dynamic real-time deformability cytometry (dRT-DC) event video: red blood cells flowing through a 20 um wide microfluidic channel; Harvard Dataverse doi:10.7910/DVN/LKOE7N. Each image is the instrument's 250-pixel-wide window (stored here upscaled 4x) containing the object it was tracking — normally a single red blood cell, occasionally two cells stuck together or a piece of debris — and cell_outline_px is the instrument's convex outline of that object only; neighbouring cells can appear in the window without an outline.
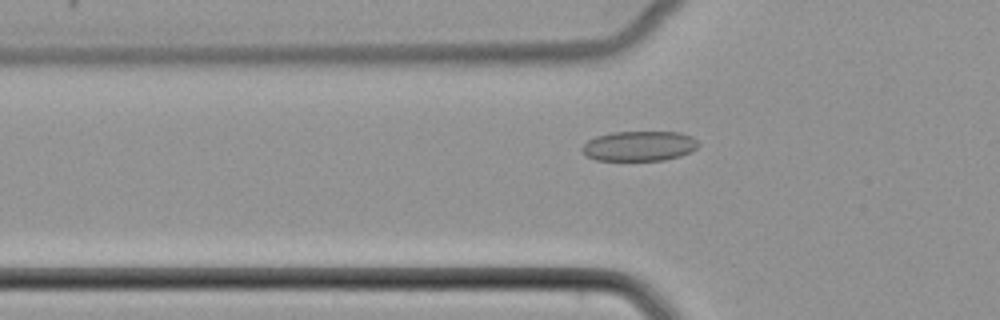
{"species": "common noctule bat (a hibernating species)", "species_latin": "Nyctalus noctula", "temperature_condition": "cold", "stored_images_in_passage": 38, "camera_frame_rate_fps": 3000, "um_per_image_px": 0.085, "animal": {"sex": "female", "body_mass_g": 22.7, "forearm_length_mm": 54.2}, "frame": {"image": 1, "passage_image": 4, "time_ms": 1.0, "image_size_px": [1000, 320], "cell_outline_px": [[700, 144], [692, 152], [680, 156], [664, 160], [596, 160], [588, 156], [580, 148], [588, 140], [596, 136], [612, 132], [680, 132], [692, 136]], "centroid_in_image_um": [54.36, 12.41], "position_along_channel_um": 71.4, "area_um2": 20.35}}
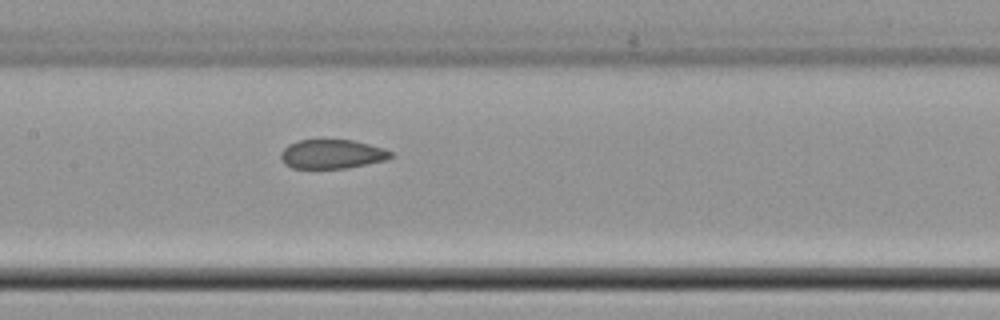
{"frame": {"image": 2, "passage_image": 12, "time_ms": 3.667, "image_size_px": [1000, 320], "cell_outline_px": [[396, 156], [388, 160], [348, 168], [292, 168], [284, 164], [280, 156], [280, 152], [288, 144], [296, 140], [352, 140], [384, 148], [392, 152]], "centroid_in_image_um": [28.24, 13.1], "position_along_channel_um": 179.2, "area_um2": 18.9}}
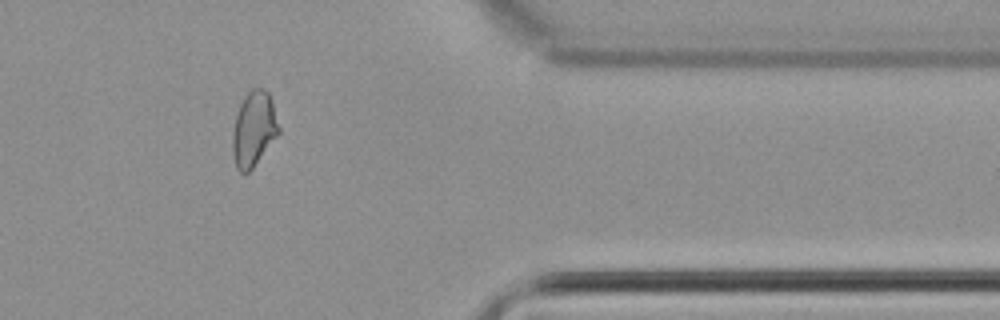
{"frame": {"image": 3, "passage_image": 29, "time_ms": 9.333, "image_size_px": [1000, 320], "cell_outline_px": [[280, 132], [252, 168], [248, 172], [240, 172], [236, 168], [232, 152], [232, 136], [236, 116], [240, 104], [244, 96], [252, 88], [264, 88], [268, 92], [272, 100], [280, 128]], "centroid_in_image_um": [21.57, 10.94], "position_along_channel_um": 389.8, "area_um2": 20.11}}